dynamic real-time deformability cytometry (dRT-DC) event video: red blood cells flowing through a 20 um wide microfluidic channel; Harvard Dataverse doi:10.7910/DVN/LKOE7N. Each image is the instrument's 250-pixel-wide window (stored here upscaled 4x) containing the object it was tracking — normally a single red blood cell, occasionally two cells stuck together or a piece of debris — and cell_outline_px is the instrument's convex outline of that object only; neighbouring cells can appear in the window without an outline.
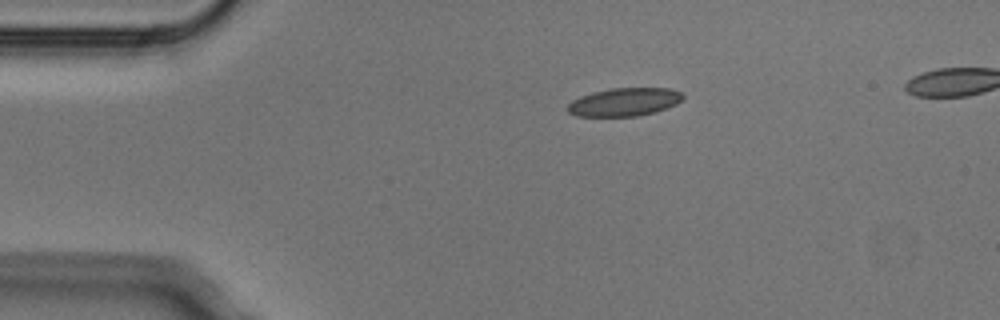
{"species": "Egyptian fruit bat (a non-hibernating species)", "species_latin": "Rousettus aegyptiacus", "temperature_condition": "cold", "stored_images_in_passage": 3, "segment_of_instrument_passage": [1, 2], "camera_frame_rate_fps": 3000, "um_per_image_px": 0.085, "animal": {"sex": "male"}, "frame": {"image": 1, "passage_image": 1, "time_ms": 0.0, "image_size_px": [1000, 320], "cell_outline_px": [[684, 96], [676, 104], [656, 112], [640, 116], [576, 116], [568, 112], [564, 108], [572, 100], [580, 96], [592, 92], [612, 88], [668, 88], [680, 92]], "centroid_in_image_um": [53.02, 8.67], "position_along_channel_um": 32.0, "area_um2": 19.02}}